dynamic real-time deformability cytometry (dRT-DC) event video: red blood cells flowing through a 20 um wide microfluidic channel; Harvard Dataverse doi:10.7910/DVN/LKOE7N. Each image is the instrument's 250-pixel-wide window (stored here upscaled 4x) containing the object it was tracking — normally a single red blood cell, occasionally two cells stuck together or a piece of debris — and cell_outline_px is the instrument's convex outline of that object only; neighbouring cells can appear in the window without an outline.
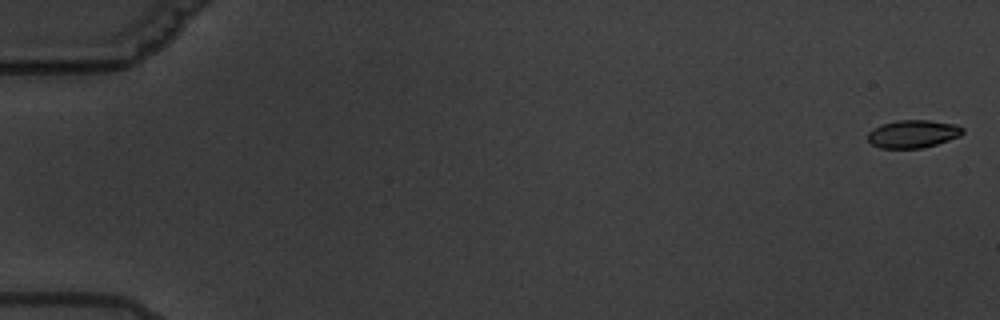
{"species": "common noctule bat (a hibernating species)", "species_latin": "Nyctalus noctula", "temperature_condition": "warm", "stored_images_in_passage": 7, "camera_frame_rate_fps": 3000, "um_per_image_px": 0.085, "animal": {"sex": "male", "body_mass_g": 19.5, "forearm_length_mm": 54.6}, "frame": {"image": 1, "passage_image": 1, "time_ms": 0.0, "image_size_px": [1000, 320], "cell_outline_px": [[964, 132], [960, 136], [936, 144], [920, 148], [880, 148], [872, 144], [868, 140], [868, 132], [872, 128], [880, 124], [896, 120], [928, 120], [956, 124], [964, 128]], "centroid_in_image_um": [77.59, 11.37], "position_along_channel_um": 7.4, "area_um2": 15.49}}
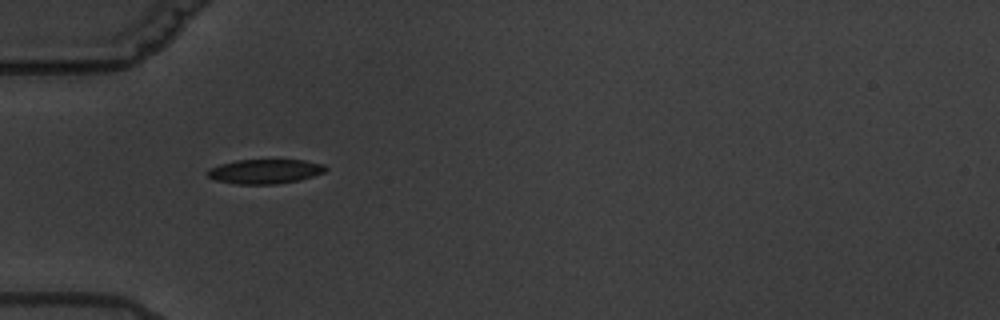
{"frame": {"image": 2, "passage_image": 5, "time_ms": 6.333, "image_size_px": [1000, 320], "cell_outline_px": [[328, 168], [324, 172], [300, 180], [276, 184], [236, 184], [216, 180], [208, 176], [208, 168], [220, 164], [236, 160], [304, 160], [324, 164]], "centroid_in_image_um": [22.53, 14.57], "position_along_channel_um": 62.5, "area_um2": 16.82}}